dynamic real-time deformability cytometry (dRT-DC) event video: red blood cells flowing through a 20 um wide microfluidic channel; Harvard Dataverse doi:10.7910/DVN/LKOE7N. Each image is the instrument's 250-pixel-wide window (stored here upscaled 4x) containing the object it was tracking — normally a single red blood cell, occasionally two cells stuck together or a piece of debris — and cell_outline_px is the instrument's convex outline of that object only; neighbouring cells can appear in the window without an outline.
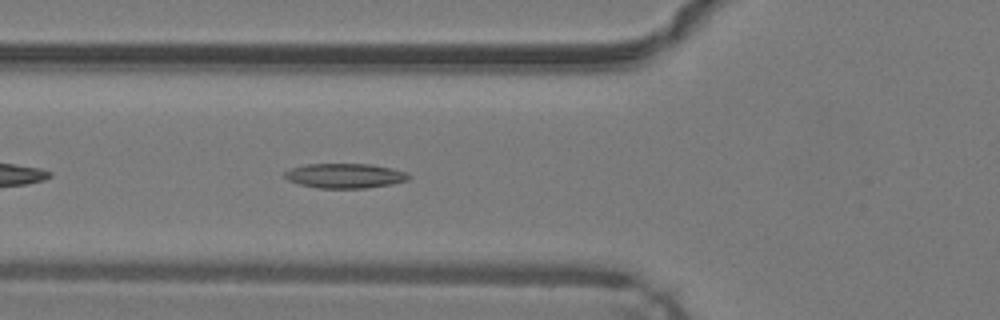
{"species": "common noctule bat (a hibernating species)", "species_latin": "Nyctalus noctula", "temperature_condition": "warm", "stored_images_in_passage": 35, "camera_frame_rate_fps": 3000, "um_per_image_px": 0.085, "animal": {"sex": "male", "body_mass_g": 19.2, "forearm_length_mm": 51.8}, "frame": {"image": 1, "passage_image": 5, "time_ms": 1.333, "image_size_px": [1000, 320], "cell_outline_px": [[412, 176], [408, 180], [392, 184], [364, 188], [320, 188], [300, 184], [288, 180], [284, 176], [284, 172], [292, 168], [304, 164], [372, 164], [392, 168], [408, 172]], "centroid_in_image_um": [29.36, 14.93], "position_along_channel_um": 96.4, "area_um2": 17.92}}
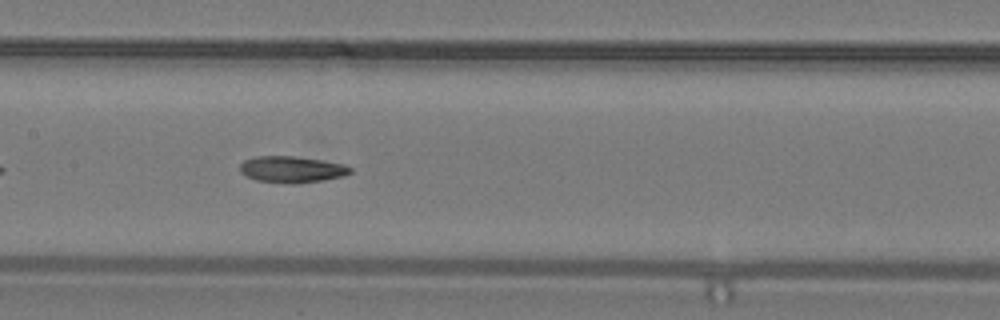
{"frame": {"image": 2, "passage_image": 11, "time_ms": 3.333, "image_size_px": [1000, 320], "cell_outline_px": [[352, 172], [344, 176], [320, 180], [292, 184], [288, 184], [256, 180], [240, 172], [240, 164], [244, 160], [256, 156], [292, 156], [320, 160], [344, 164], [352, 168]], "centroid_in_image_um": [24.79, 14.4], "position_along_channel_um": 182.6, "area_um2": 16.88}}
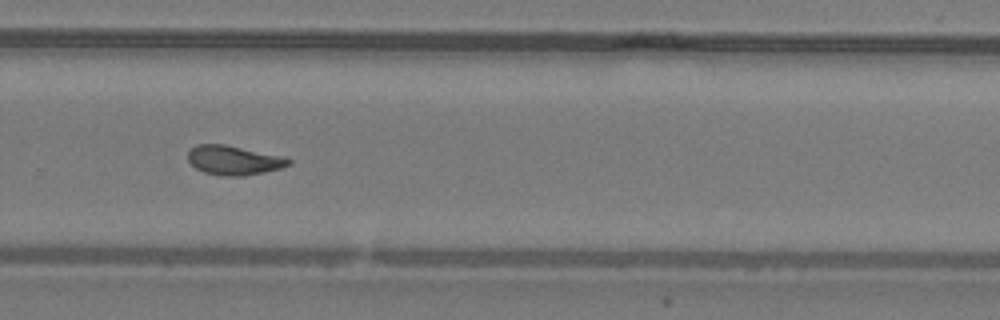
{"frame": {"image": 3, "passage_image": 20, "time_ms": 6.333, "image_size_px": [1000, 320], "cell_outline_px": [[292, 164], [280, 168], [264, 172], [244, 176], [228, 176], [204, 172], [196, 168], [188, 160], [188, 152], [196, 144], [224, 144], [284, 156], [292, 160]], "centroid_in_image_um": [19.9, 13.61], "position_along_channel_um": 309.9, "area_um2": 17.17}, "authors_computed_cell_mechanics": {"area_um2": 17.1666, "velocity_mm_per_s": 4.2705, "shape_relaxation_time_tau1_ms": null, "shape_relaxation_time_tau2_ms": 3.8158, "deformation_change_tau1": null, "deformation_change_tau2": 0.1044}}